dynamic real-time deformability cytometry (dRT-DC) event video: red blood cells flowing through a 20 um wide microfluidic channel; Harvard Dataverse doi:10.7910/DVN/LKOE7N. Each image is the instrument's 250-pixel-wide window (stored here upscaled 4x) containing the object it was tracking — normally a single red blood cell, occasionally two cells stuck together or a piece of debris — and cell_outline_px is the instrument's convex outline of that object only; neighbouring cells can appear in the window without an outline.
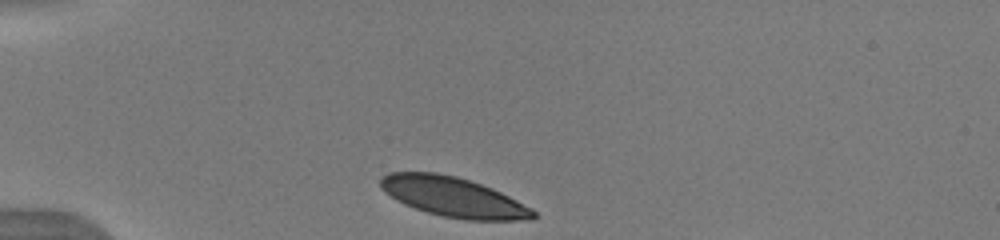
{"species": "human", "species_latin": "Homo sapiens", "temperature_condition": "warm", "stored_images_in_passage": 35, "camera_frame_rate_fps": 3000, "um_per_image_px": 0.085, "donor": {"sex": "male"}, "frame": {"image": 1, "passage_image": 1, "time_ms": 0.0, "image_size_px": [1000, 240], "cell_outline_px": [[536, 216], [532, 220], [464, 220], [444, 216], [428, 212], [404, 204], [396, 200], [384, 192], [380, 188], [380, 180], [388, 172], [436, 172], [456, 176], [492, 188], [532, 208], [536, 212]], "centroid_in_image_um": [38.53, 16.74], "position_along_channel_um": 46.5, "area_um2": 35.26}}
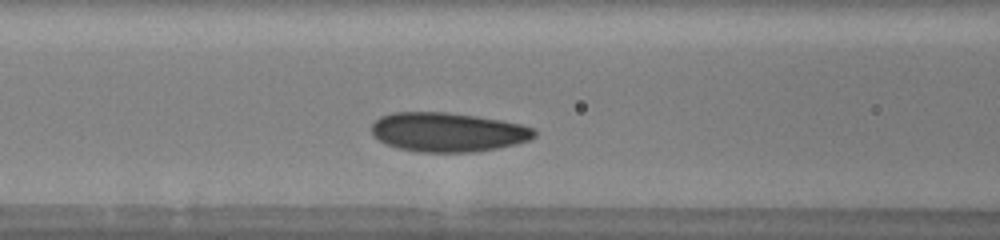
{"frame": {"image": 2, "passage_image": 10, "time_ms": 3.0, "image_size_px": [1000, 240], "cell_outline_px": [[536, 136], [528, 140], [516, 144], [496, 148], [472, 152], [416, 152], [400, 148], [388, 144], [372, 136], [372, 124], [380, 116], [392, 112], [444, 112], [476, 116], [500, 120], [520, 124], [532, 128], [536, 132]], "centroid_in_image_um": [38.04, 11.23], "position_along_channel_um": 128.6, "area_um2": 37.05}}
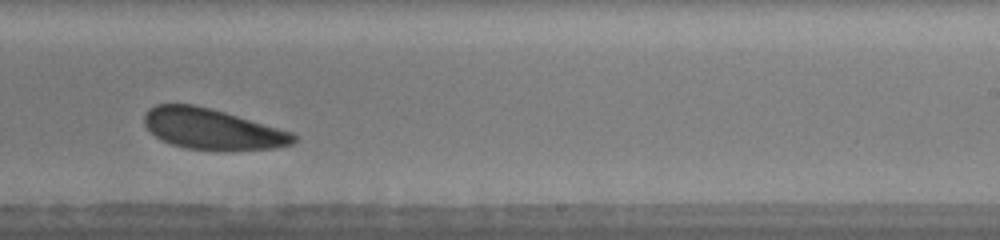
{"frame": {"image": 3, "passage_image": 21, "time_ms": 6.667, "image_size_px": [1000, 240], "cell_outline_px": [[296, 140], [292, 144], [276, 148], [224, 152], [184, 148], [172, 144], [156, 136], [144, 124], [144, 116], [148, 108], [156, 104], [196, 104], [224, 112], [292, 132], [296, 136]], "centroid_in_image_um": [18.05, 10.99], "position_along_channel_um": 270.9, "area_um2": 35.72}, "authors_computed_cell_mechanics": {"area_um2": 36.4718, "velocity_mm_per_s": 3.8915, "shape_relaxation_time_tau1_ms": 2.3698, "shape_relaxation_time_tau2_ms": null, "deformation_change_tau1": 0.0788, "deformation_change_tau2": null}}